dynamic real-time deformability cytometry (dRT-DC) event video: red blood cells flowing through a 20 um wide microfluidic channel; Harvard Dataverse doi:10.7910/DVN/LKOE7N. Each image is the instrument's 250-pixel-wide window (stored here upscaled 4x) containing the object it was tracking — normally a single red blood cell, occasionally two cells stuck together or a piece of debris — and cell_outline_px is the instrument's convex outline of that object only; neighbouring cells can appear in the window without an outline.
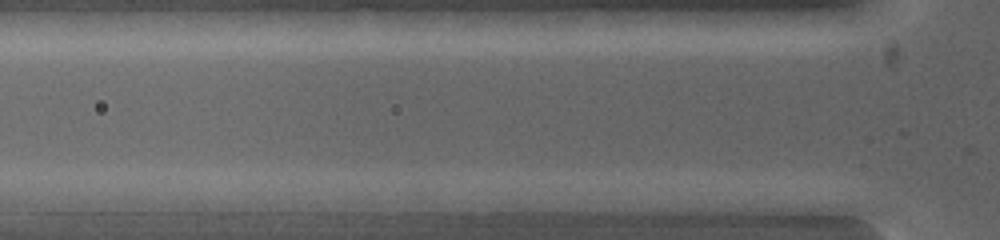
{"species": "common noctule bat (a hibernating species)", "species_latin": "Nyctalus noctula", "temperature_condition": "warm", "stored_images_in_passage": 2, "camera_frame_rate_fps": 5000, "um_per_image_px": 0.085, "animal": {"sex": "female", "body_mass_g": 19.0, "forearm_length_mm": 53.3}, "frame": {"image": 1, "passage_image": 2, "time_ms": 0.2, "image_size_px": [1000, 240], "cell_outline_px": [[604, 200], [576, 212], [496, 212], [492, 200], [592, 192]], "centroid_in_image_um": [46.58, 17.28], "position_along_channel_um": 79.2, "area_um2": 11.56}}